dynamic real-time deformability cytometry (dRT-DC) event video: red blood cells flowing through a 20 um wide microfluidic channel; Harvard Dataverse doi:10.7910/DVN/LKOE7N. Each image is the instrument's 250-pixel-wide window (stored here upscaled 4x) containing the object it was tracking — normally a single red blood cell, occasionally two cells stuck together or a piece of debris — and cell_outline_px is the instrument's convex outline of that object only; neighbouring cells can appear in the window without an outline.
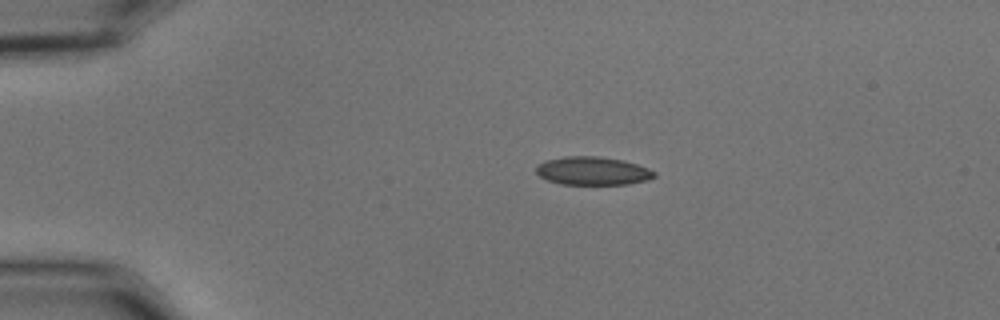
{"species": "common noctule bat (a hibernating species)", "species_latin": "Nyctalus noctula", "temperature_condition": "cold", "stored_images_in_passage": 28, "camera_frame_rate_fps": 3000, "um_per_image_px": 0.085, "animal": {"sex": "male", "body_mass_g": 15.6}, "frame": {"image": 1, "passage_image": 1, "time_ms": 0.0, "image_size_px": [1000, 320], "cell_outline_px": [[656, 176], [648, 180], [628, 184], [560, 184], [548, 180], [540, 176], [536, 172], [536, 168], [540, 164], [548, 160], [564, 156], [596, 156], [620, 160], [636, 164], [648, 168], [656, 172]], "centroid_in_image_um": [50.4, 14.53], "position_along_channel_um": 34.6, "area_um2": 19.25}}
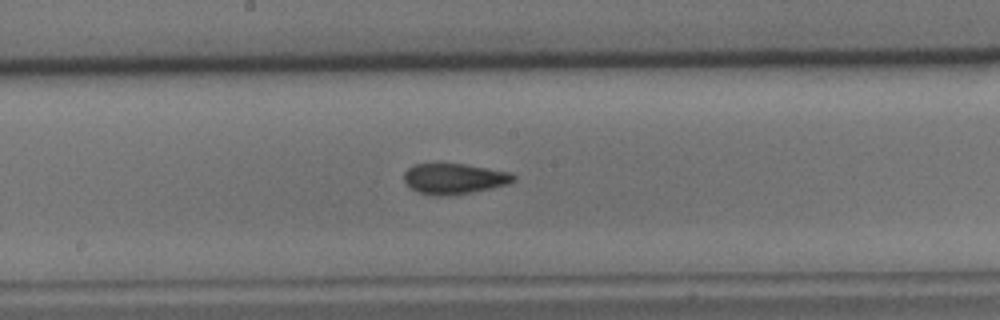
{"frame": {"image": 2, "passage_image": 19, "time_ms": 6.0, "image_size_px": [1000, 320], "cell_outline_px": [[516, 180], [508, 184], [492, 188], [452, 196], [432, 196], [420, 192], [412, 188], [404, 180], [404, 172], [408, 168], [416, 164], [464, 164], [512, 172], [516, 176]], "centroid_in_image_um": [38.65, 15.2], "position_along_channel_um": 209.5, "area_um2": 19.59}}
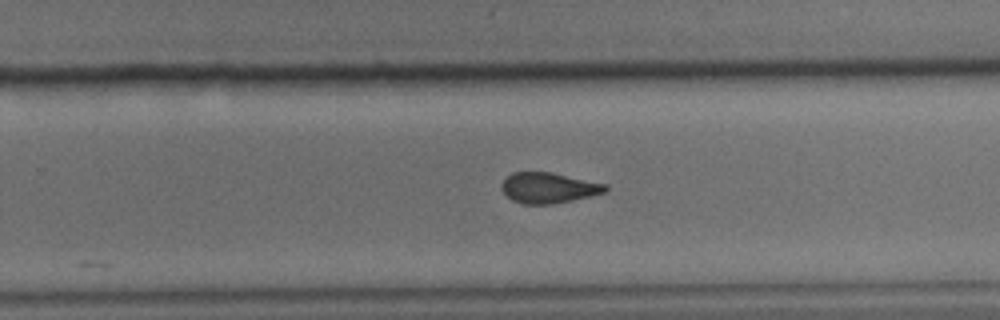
{"frame": {"image": 3, "passage_image": 25, "time_ms": 8.0, "image_size_px": [1000, 320], "cell_outline_px": [[608, 192], [592, 196], [552, 204], [524, 204], [512, 200], [500, 188], [500, 184], [512, 172], [552, 172], [608, 184]], "centroid_in_image_um": [46.67, 15.96], "position_along_channel_um": 283.1, "area_um2": 18.67}}